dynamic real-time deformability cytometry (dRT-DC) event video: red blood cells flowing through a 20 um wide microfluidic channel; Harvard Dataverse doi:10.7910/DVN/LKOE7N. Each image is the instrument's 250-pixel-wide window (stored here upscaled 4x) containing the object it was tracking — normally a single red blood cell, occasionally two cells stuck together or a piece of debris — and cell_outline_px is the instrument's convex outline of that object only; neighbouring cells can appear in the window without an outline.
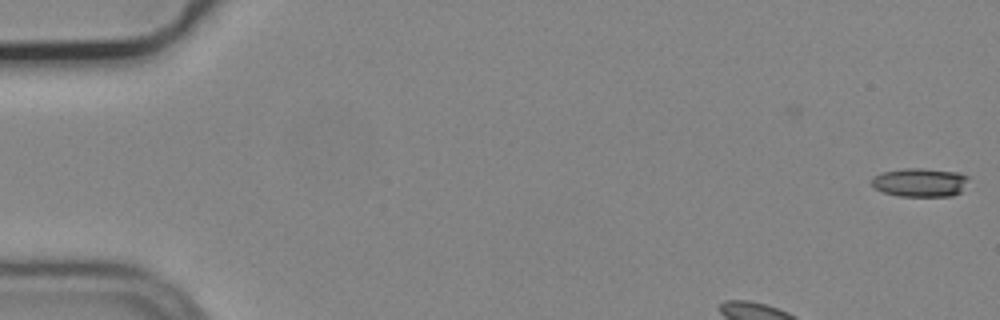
{"species": "common noctule bat (a hibernating species)", "species_latin": "Nyctalus noctula", "temperature_condition": "cold", "stored_images_in_passage": 5, "camera_frame_rate_fps": 3000, "um_per_image_px": 0.085, "animal": {"sex": "male", "body_mass_g": 19.2, "forearm_length_mm": 51.8}, "frame": {"image": 1, "passage_image": 5, "time_ms": 1.333, "image_size_px": [1000, 320], "cell_outline_px": [[968, 176], [960, 192], [952, 196], [896, 196], [884, 192], [876, 188], [872, 184], [872, 176], [884, 172], [904, 168], [924, 168], [960, 172]], "centroid_in_image_um": [78.19, 15.49], "position_along_channel_um": 6.8, "area_um2": 16.13}}